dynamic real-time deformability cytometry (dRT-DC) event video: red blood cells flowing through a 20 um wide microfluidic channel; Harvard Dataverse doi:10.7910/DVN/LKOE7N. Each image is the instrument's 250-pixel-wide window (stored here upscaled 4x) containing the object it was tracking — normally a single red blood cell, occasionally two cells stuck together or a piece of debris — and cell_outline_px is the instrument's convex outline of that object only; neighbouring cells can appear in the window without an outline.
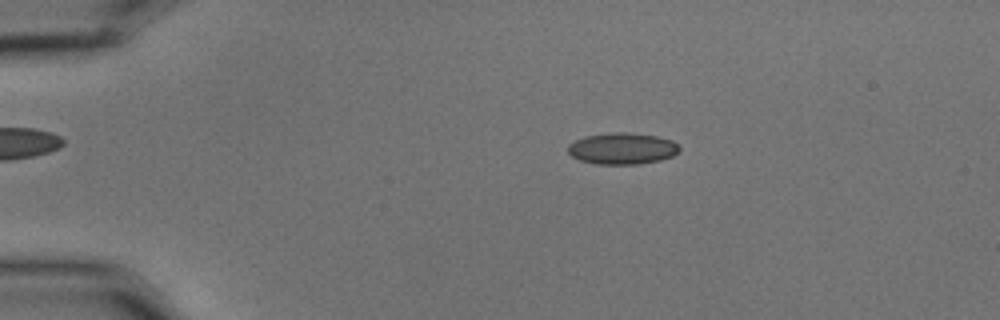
{"species": "common noctule bat (a hibernating species)", "species_latin": "Nyctalus noctula", "temperature_condition": "cold", "stored_images_in_passage": 56, "camera_frame_rate_fps": 3000, "um_per_image_px": 0.085, "animal": {"sex": "male", "body_mass_g": 15.6}, "frame": {"image": 1, "passage_image": 11, "time_ms": 3.333, "image_size_px": [1000, 320], "cell_outline_px": [[680, 152], [672, 156], [660, 160], [636, 164], [596, 164], [580, 160], [572, 156], [568, 152], [568, 144], [584, 136], [616, 132], [624, 132], [656, 136], [672, 140], [680, 148]], "centroid_in_image_um": [52.89, 12.63], "position_along_channel_um": 32.1, "area_um2": 20.35}}
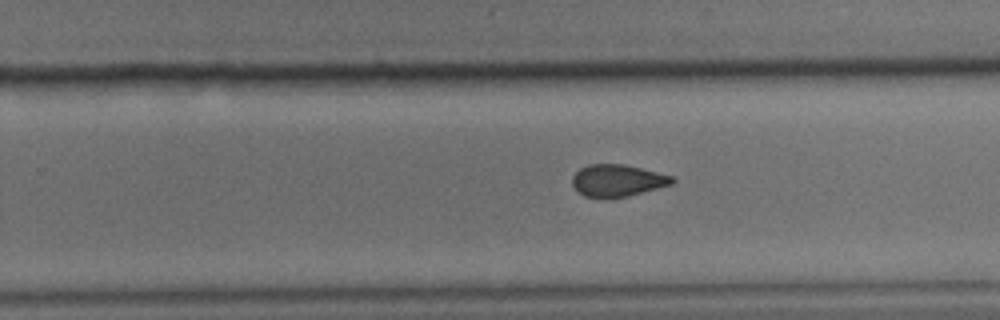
{"frame": {"image": 2, "passage_image": 36, "time_ms": 11.667, "image_size_px": [1000, 320], "cell_outline_px": [[676, 180], [672, 184], [628, 196], [584, 196], [572, 184], [572, 176], [580, 168], [588, 164], [624, 164], [672, 176]], "centroid_in_image_um": [52.49, 15.31], "position_along_channel_um": 277.3, "area_um2": 18.15}}
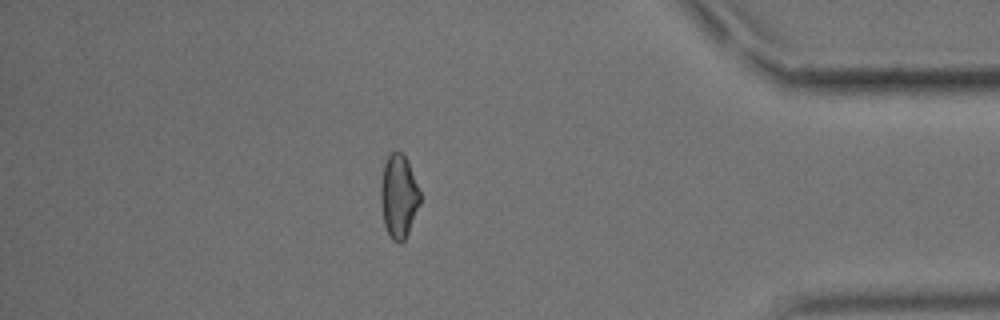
{"frame": {"image": 3, "passage_image": 49, "time_ms": 16.0, "image_size_px": [1000, 320], "cell_outline_px": [[420, 204], [408, 232], [404, 240], [400, 244], [392, 240], [384, 224], [380, 200], [380, 184], [384, 164], [388, 156], [392, 152], [400, 152], [404, 156], [408, 164], [420, 192]], "centroid_in_image_um": [33.87, 16.72], "position_along_channel_um": 401.3, "area_um2": 18.84}, "authors_computed_cell_mechanics": {"area_um2": 19.6231, "velocity_mm_per_s": 3.5911, "shape_relaxation_time_tau1_ms": null, "shape_relaxation_time_tau2_ms": 2.7323, "deformation_change_tau1": null, "deformation_change_tau2": 0.077}}